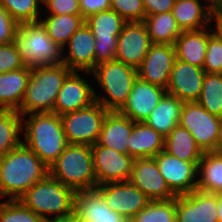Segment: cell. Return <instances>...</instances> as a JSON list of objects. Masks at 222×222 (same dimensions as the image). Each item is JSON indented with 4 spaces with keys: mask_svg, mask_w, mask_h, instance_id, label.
Returning <instances> with one entry per match:
<instances>
[{
    "mask_svg": "<svg viewBox=\"0 0 222 222\" xmlns=\"http://www.w3.org/2000/svg\"><path fill=\"white\" fill-rule=\"evenodd\" d=\"M49 174V168L23 142L0 157V197L17 200Z\"/></svg>",
    "mask_w": 222,
    "mask_h": 222,
    "instance_id": "1",
    "label": "cell"
},
{
    "mask_svg": "<svg viewBox=\"0 0 222 222\" xmlns=\"http://www.w3.org/2000/svg\"><path fill=\"white\" fill-rule=\"evenodd\" d=\"M22 142L49 168L68 145L58 114L34 113L22 116Z\"/></svg>",
    "mask_w": 222,
    "mask_h": 222,
    "instance_id": "2",
    "label": "cell"
},
{
    "mask_svg": "<svg viewBox=\"0 0 222 222\" xmlns=\"http://www.w3.org/2000/svg\"><path fill=\"white\" fill-rule=\"evenodd\" d=\"M72 71L65 65H47L30 68V79L21 106V116L51 113L64 80Z\"/></svg>",
    "mask_w": 222,
    "mask_h": 222,
    "instance_id": "3",
    "label": "cell"
},
{
    "mask_svg": "<svg viewBox=\"0 0 222 222\" xmlns=\"http://www.w3.org/2000/svg\"><path fill=\"white\" fill-rule=\"evenodd\" d=\"M84 74L92 75L98 82L96 84L104 94H99L94 87L95 101L108 111H119L124 106L138 78L136 68L117 60L100 63L91 72Z\"/></svg>",
    "mask_w": 222,
    "mask_h": 222,
    "instance_id": "4",
    "label": "cell"
},
{
    "mask_svg": "<svg viewBox=\"0 0 222 222\" xmlns=\"http://www.w3.org/2000/svg\"><path fill=\"white\" fill-rule=\"evenodd\" d=\"M49 174L75 192L97 187L91 146L68 144L49 167Z\"/></svg>",
    "mask_w": 222,
    "mask_h": 222,
    "instance_id": "5",
    "label": "cell"
},
{
    "mask_svg": "<svg viewBox=\"0 0 222 222\" xmlns=\"http://www.w3.org/2000/svg\"><path fill=\"white\" fill-rule=\"evenodd\" d=\"M75 191L50 174L32 185L18 200L43 219L73 211ZM51 215V216H50Z\"/></svg>",
    "mask_w": 222,
    "mask_h": 222,
    "instance_id": "6",
    "label": "cell"
},
{
    "mask_svg": "<svg viewBox=\"0 0 222 222\" xmlns=\"http://www.w3.org/2000/svg\"><path fill=\"white\" fill-rule=\"evenodd\" d=\"M14 42L27 67L63 63L62 48L52 41L40 22L20 23Z\"/></svg>",
    "mask_w": 222,
    "mask_h": 222,
    "instance_id": "7",
    "label": "cell"
},
{
    "mask_svg": "<svg viewBox=\"0 0 222 222\" xmlns=\"http://www.w3.org/2000/svg\"><path fill=\"white\" fill-rule=\"evenodd\" d=\"M178 124L193 135L203 152L219 151L220 117L210 114L198 102H184Z\"/></svg>",
    "mask_w": 222,
    "mask_h": 222,
    "instance_id": "8",
    "label": "cell"
},
{
    "mask_svg": "<svg viewBox=\"0 0 222 222\" xmlns=\"http://www.w3.org/2000/svg\"><path fill=\"white\" fill-rule=\"evenodd\" d=\"M106 110L100 103L61 115L63 130L68 144L94 145L97 143Z\"/></svg>",
    "mask_w": 222,
    "mask_h": 222,
    "instance_id": "9",
    "label": "cell"
},
{
    "mask_svg": "<svg viewBox=\"0 0 222 222\" xmlns=\"http://www.w3.org/2000/svg\"><path fill=\"white\" fill-rule=\"evenodd\" d=\"M85 23L95 37V67L115 60L118 35L127 22L117 12L109 9L90 15Z\"/></svg>",
    "mask_w": 222,
    "mask_h": 222,
    "instance_id": "10",
    "label": "cell"
},
{
    "mask_svg": "<svg viewBox=\"0 0 222 222\" xmlns=\"http://www.w3.org/2000/svg\"><path fill=\"white\" fill-rule=\"evenodd\" d=\"M93 169L97 186L113 182L129 181L134 158L97 143L91 145Z\"/></svg>",
    "mask_w": 222,
    "mask_h": 222,
    "instance_id": "11",
    "label": "cell"
},
{
    "mask_svg": "<svg viewBox=\"0 0 222 222\" xmlns=\"http://www.w3.org/2000/svg\"><path fill=\"white\" fill-rule=\"evenodd\" d=\"M96 189L101 193L106 204L128 221L151 202L129 181L102 184L98 185Z\"/></svg>",
    "mask_w": 222,
    "mask_h": 222,
    "instance_id": "12",
    "label": "cell"
},
{
    "mask_svg": "<svg viewBox=\"0 0 222 222\" xmlns=\"http://www.w3.org/2000/svg\"><path fill=\"white\" fill-rule=\"evenodd\" d=\"M158 169L169 189L176 195H185L197 189L199 162H185L169 155L166 151L154 156Z\"/></svg>",
    "mask_w": 222,
    "mask_h": 222,
    "instance_id": "13",
    "label": "cell"
},
{
    "mask_svg": "<svg viewBox=\"0 0 222 222\" xmlns=\"http://www.w3.org/2000/svg\"><path fill=\"white\" fill-rule=\"evenodd\" d=\"M81 73L72 71L56 97L53 112L59 116L91 106L95 101L94 85ZM85 78V79H84ZM93 85V86H92Z\"/></svg>",
    "mask_w": 222,
    "mask_h": 222,
    "instance_id": "14",
    "label": "cell"
},
{
    "mask_svg": "<svg viewBox=\"0 0 222 222\" xmlns=\"http://www.w3.org/2000/svg\"><path fill=\"white\" fill-rule=\"evenodd\" d=\"M152 42L147 27L142 22H127L118 35L115 60L138 68L145 58Z\"/></svg>",
    "mask_w": 222,
    "mask_h": 222,
    "instance_id": "15",
    "label": "cell"
},
{
    "mask_svg": "<svg viewBox=\"0 0 222 222\" xmlns=\"http://www.w3.org/2000/svg\"><path fill=\"white\" fill-rule=\"evenodd\" d=\"M176 59L174 45L152 43L143 62L137 68L138 78L166 89Z\"/></svg>",
    "mask_w": 222,
    "mask_h": 222,
    "instance_id": "16",
    "label": "cell"
},
{
    "mask_svg": "<svg viewBox=\"0 0 222 222\" xmlns=\"http://www.w3.org/2000/svg\"><path fill=\"white\" fill-rule=\"evenodd\" d=\"M129 182L151 201L169 200L176 197L161 175L154 157L134 159Z\"/></svg>",
    "mask_w": 222,
    "mask_h": 222,
    "instance_id": "17",
    "label": "cell"
},
{
    "mask_svg": "<svg viewBox=\"0 0 222 222\" xmlns=\"http://www.w3.org/2000/svg\"><path fill=\"white\" fill-rule=\"evenodd\" d=\"M217 194L195 189L176 196V222H218Z\"/></svg>",
    "mask_w": 222,
    "mask_h": 222,
    "instance_id": "18",
    "label": "cell"
},
{
    "mask_svg": "<svg viewBox=\"0 0 222 222\" xmlns=\"http://www.w3.org/2000/svg\"><path fill=\"white\" fill-rule=\"evenodd\" d=\"M205 74L203 68L176 59L170 72L166 93L183 103L197 102L201 95Z\"/></svg>",
    "mask_w": 222,
    "mask_h": 222,
    "instance_id": "19",
    "label": "cell"
},
{
    "mask_svg": "<svg viewBox=\"0 0 222 222\" xmlns=\"http://www.w3.org/2000/svg\"><path fill=\"white\" fill-rule=\"evenodd\" d=\"M94 46L95 37L89 26L85 23L62 48L63 64L71 71L91 72L95 68Z\"/></svg>",
    "mask_w": 222,
    "mask_h": 222,
    "instance_id": "20",
    "label": "cell"
},
{
    "mask_svg": "<svg viewBox=\"0 0 222 222\" xmlns=\"http://www.w3.org/2000/svg\"><path fill=\"white\" fill-rule=\"evenodd\" d=\"M165 93L166 89L137 78L126 103L118 112L134 122H144Z\"/></svg>",
    "mask_w": 222,
    "mask_h": 222,
    "instance_id": "21",
    "label": "cell"
},
{
    "mask_svg": "<svg viewBox=\"0 0 222 222\" xmlns=\"http://www.w3.org/2000/svg\"><path fill=\"white\" fill-rule=\"evenodd\" d=\"M73 211L80 222H129L106 204L96 188L76 192Z\"/></svg>",
    "mask_w": 222,
    "mask_h": 222,
    "instance_id": "22",
    "label": "cell"
},
{
    "mask_svg": "<svg viewBox=\"0 0 222 222\" xmlns=\"http://www.w3.org/2000/svg\"><path fill=\"white\" fill-rule=\"evenodd\" d=\"M205 2V3H202ZM211 0H176L173 17L181 31L200 30L212 24Z\"/></svg>",
    "mask_w": 222,
    "mask_h": 222,
    "instance_id": "23",
    "label": "cell"
},
{
    "mask_svg": "<svg viewBox=\"0 0 222 222\" xmlns=\"http://www.w3.org/2000/svg\"><path fill=\"white\" fill-rule=\"evenodd\" d=\"M134 121L118 111H109L103 121L97 144L128 154V138Z\"/></svg>",
    "mask_w": 222,
    "mask_h": 222,
    "instance_id": "24",
    "label": "cell"
},
{
    "mask_svg": "<svg viewBox=\"0 0 222 222\" xmlns=\"http://www.w3.org/2000/svg\"><path fill=\"white\" fill-rule=\"evenodd\" d=\"M208 43V27L182 31L174 42L176 58L193 66H204Z\"/></svg>",
    "mask_w": 222,
    "mask_h": 222,
    "instance_id": "25",
    "label": "cell"
},
{
    "mask_svg": "<svg viewBox=\"0 0 222 222\" xmlns=\"http://www.w3.org/2000/svg\"><path fill=\"white\" fill-rule=\"evenodd\" d=\"M165 137L145 122H134L128 138V155L134 159L154 157L164 150Z\"/></svg>",
    "mask_w": 222,
    "mask_h": 222,
    "instance_id": "26",
    "label": "cell"
},
{
    "mask_svg": "<svg viewBox=\"0 0 222 222\" xmlns=\"http://www.w3.org/2000/svg\"><path fill=\"white\" fill-rule=\"evenodd\" d=\"M30 76L27 66L0 74V109L19 110Z\"/></svg>",
    "mask_w": 222,
    "mask_h": 222,
    "instance_id": "27",
    "label": "cell"
},
{
    "mask_svg": "<svg viewBox=\"0 0 222 222\" xmlns=\"http://www.w3.org/2000/svg\"><path fill=\"white\" fill-rule=\"evenodd\" d=\"M183 105L181 100L165 93L144 122L166 137L178 125Z\"/></svg>",
    "mask_w": 222,
    "mask_h": 222,
    "instance_id": "28",
    "label": "cell"
},
{
    "mask_svg": "<svg viewBox=\"0 0 222 222\" xmlns=\"http://www.w3.org/2000/svg\"><path fill=\"white\" fill-rule=\"evenodd\" d=\"M164 151L185 162H199L204 153L193 135L179 124L165 137Z\"/></svg>",
    "mask_w": 222,
    "mask_h": 222,
    "instance_id": "29",
    "label": "cell"
},
{
    "mask_svg": "<svg viewBox=\"0 0 222 222\" xmlns=\"http://www.w3.org/2000/svg\"><path fill=\"white\" fill-rule=\"evenodd\" d=\"M197 189L200 191L222 193V153L204 152L198 163Z\"/></svg>",
    "mask_w": 222,
    "mask_h": 222,
    "instance_id": "30",
    "label": "cell"
},
{
    "mask_svg": "<svg viewBox=\"0 0 222 222\" xmlns=\"http://www.w3.org/2000/svg\"><path fill=\"white\" fill-rule=\"evenodd\" d=\"M53 42L63 48L72 35L85 24L81 15H46L39 19Z\"/></svg>",
    "mask_w": 222,
    "mask_h": 222,
    "instance_id": "31",
    "label": "cell"
},
{
    "mask_svg": "<svg viewBox=\"0 0 222 222\" xmlns=\"http://www.w3.org/2000/svg\"><path fill=\"white\" fill-rule=\"evenodd\" d=\"M143 22L152 43L174 45L175 40L182 32L172 11L146 16Z\"/></svg>",
    "mask_w": 222,
    "mask_h": 222,
    "instance_id": "32",
    "label": "cell"
},
{
    "mask_svg": "<svg viewBox=\"0 0 222 222\" xmlns=\"http://www.w3.org/2000/svg\"><path fill=\"white\" fill-rule=\"evenodd\" d=\"M21 135L22 116L14 110L0 109V157L22 143Z\"/></svg>",
    "mask_w": 222,
    "mask_h": 222,
    "instance_id": "33",
    "label": "cell"
},
{
    "mask_svg": "<svg viewBox=\"0 0 222 222\" xmlns=\"http://www.w3.org/2000/svg\"><path fill=\"white\" fill-rule=\"evenodd\" d=\"M197 102L210 114L222 117V74H205Z\"/></svg>",
    "mask_w": 222,
    "mask_h": 222,
    "instance_id": "34",
    "label": "cell"
},
{
    "mask_svg": "<svg viewBox=\"0 0 222 222\" xmlns=\"http://www.w3.org/2000/svg\"><path fill=\"white\" fill-rule=\"evenodd\" d=\"M42 1L43 0H0V5L20 24L39 22L41 16L45 14L42 12Z\"/></svg>",
    "mask_w": 222,
    "mask_h": 222,
    "instance_id": "35",
    "label": "cell"
},
{
    "mask_svg": "<svg viewBox=\"0 0 222 222\" xmlns=\"http://www.w3.org/2000/svg\"><path fill=\"white\" fill-rule=\"evenodd\" d=\"M129 222H176V197L151 201Z\"/></svg>",
    "mask_w": 222,
    "mask_h": 222,
    "instance_id": "36",
    "label": "cell"
},
{
    "mask_svg": "<svg viewBox=\"0 0 222 222\" xmlns=\"http://www.w3.org/2000/svg\"><path fill=\"white\" fill-rule=\"evenodd\" d=\"M0 222H44L18 199L0 202Z\"/></svg>",
    "mask_w": 222,
    "mask_h": 222,
    "instance_id": "37",
    "label": "cell"
},
{
    "mask_svg": "<svg viewBox=\"0 0 222 222\" xmlns=\"http://www.w3.org/2000/svg\"><path fill=\"white\" fill-rule=\"evenodd\" d=\"M203 69L206 73L222 74V40L210 26Z\"/></svg>",
    "mask_w": 222,
    "mask_h": 222,
    "instance_id": "38",
    "label": "cell"
},
{
    "mask_svg": "<svg viewBox=\"0 0 222 222\" xmlns=\"http://www.w3.org/2000/svg\"><path fill=\"white\" fill-rule=\"evenodd\" d=\"M126 22H142L146 13L142 0H111V8Z\"/></svg>",
    "mask_w": 222,
    "mask_h": 222,
    "instance_id": "39",
    "label": "cell"
},
{
    "mask_svg": "<svg viewBox=\"0 0 222 222\" xmlns=\"http://www.w3.org/2000/svg\"><path fill=\"white\" fill-rule=\"evenodd\" d=\"M25 66L15 42L0 45V74L15 71Z\"/></svg>",
    "mask_w": 222,
    "mask_h": 222,
    "instance_id": "40",
    "label": "cell"
},
{
    "mask_svg": "<svg viewBox=\"0 0 222 222\" xmlns=\"http://www.w3.org/2000/svg\"><path fill=\"white\" fill-rule=\"evenodd\" d=\"M42 7L47 15H81L79 0H43Z\"/></svg>",
    "mask_w": 222,
    "mask_h": 222,
    "instance_id": "41",
    "label": "cell"
},
{
    "mask_svg": "<svg viewBox=\"0 0 222 222\" xmlns=\"http://www.w3.org/2000/svg\"><path fill=\"white\" fill-rule=\"evenodd\" d=\"M18 23L0 5V45L15 41Z\"/></svg>",
    "mask_w": 222,
    "mask_h": 222,
    "instance_id": "42",
    "label": "cell"
},
{
    "mask_svg": "<svg viewBox=\"0 0 222 222\" xmlns=\"http://www.w3.org/2000/svg\"><path fill=\"white\" fill-rule=\"evenodd\" d=\"M81 16L86 19L92 14L111 8V0H79Z\"/></svg>",
    "mask_w": 222,
    "mask_h": 222,
    "instance_id": "43",
    "label": "cell"
},
{
    "mask_svg": "<svg viewBox=\"0 0 222 222\" xmlns=\"http://www.w3.org/2000/svg\"><path fill=\"white\" fill-rule=\"evenodd\" d=\"M146 16L172 11L176 0H142Z\"/></svg>",
    "mask_w": 222,
    "mask_h": 222,
    "instance_id": "44",
    "label": "cell"
},
{
    "mask_svg": "<svg viewBox=\"0 0 222 222\" xmlns=\"http://www.w3.org/2000/svg\"><path fill=\"white\" fill-rule=\"evenodd\" d=\"M214 21V26L211 25L214 32L220 37L222 40V10L213 9L212 11V23Z\"/></svg>",
    "mask_w": 222,
    "mask_h": 222,
    "instance_id": "45",
    "label": "cell"
},
{
    "mask_svg": "<svg viewBox=\"0 0 222 222\" xmlns=\"http://www.w3.org/2000/svg\"><path fill=\"white\" fill-rule=\"evenodd\" d=\"M44 222H80L76 213L72 211L69 214L56 216V217H50L44 219Z\"/></svg>",
    "mask_w": 222,
    "mask_h": 222,
    "instance_id": "46",
    "label": "cell"
},
{
    "mask_svg": "<svg viewBox=\"0 0 222 222\" xmlns=\"http://www.w3.org/2000/svg\"><path fill=\"white\" fill-rule=\"evenodd\" d=\"M218 222H222V193L217 194Z\"/></svg>",
    "mask_w": 222,
    "mask_h": 222,
    "instance_id": "47",
    "label": "cell"
},
{
    "mask_svg": "<svg viewBox=\"0 0 222 222\" xmlns=\"http://www.w3.org/2000/svg\"><path fill=\"white\" fill-rule=\"evenodd\" d=\"M213 9L222 10V0H211Z\"/></svg>",
    "mask_w": 222,
    "mask_h": 222,
    "instance_id": "48",
    "label": "cell"
},
{
    "mask_svg": "<svg viewBox=\"0 0 222 222\" xmlns=\"http://www.w3.org/2000/svg\"><path fill=\"white\" fill-rule=\"evenodd\" d=\"M220 130H221V137H222V117L220 118Z\"/></svg>",
    "mask_w": 222,
    "mask_h": 222,
    "instance_id": "49",
    "label": "cell"
},
{
    "mask_svg": "<svg viewBox=\"0 0 222 222\" xmlns=\"http://www.w3.org/2000/svg\"><path fill=\"white\" fill-rule=\"evenodd\" d=\"M219 151L222 153V142H221V145H220Z\"/></svg>",
    "mask_w": 222,
    "mask_h": 222,
    "instance_id": "50",
    "label": "cell"
}]
</instances>
